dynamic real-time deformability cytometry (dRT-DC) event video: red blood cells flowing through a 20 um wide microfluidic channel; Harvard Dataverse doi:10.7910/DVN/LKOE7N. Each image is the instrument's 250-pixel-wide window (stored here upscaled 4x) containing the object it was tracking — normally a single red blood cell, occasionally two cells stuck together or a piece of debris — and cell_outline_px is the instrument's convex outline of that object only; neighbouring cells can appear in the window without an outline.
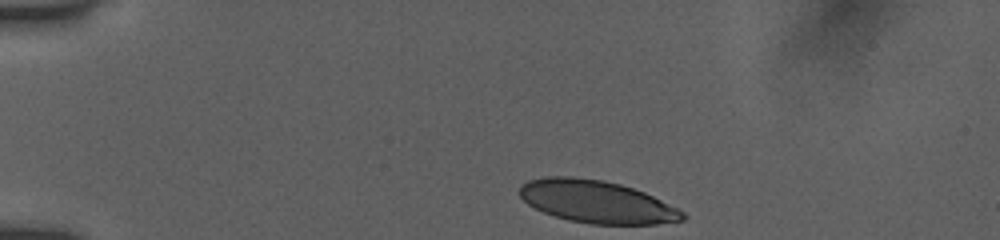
{"species": "human", "species_latin": "Homo sapiens", "temperature_condition": "room temperature", "stored_images_in_passage": 37, "camera_frame_rate_fps": 3000, "um_per_image_px": 0.085, "donor": {"sex": "female"}, "frame": {"image": 1, "passage_image": 1, "time_ms": 0.0, "image_size_px": [1000, 240], "cell_outline_px": [[688, 216], [684, 220], [656, 224], [588, 224], [568, 220], [544, 212], [528, 204], [520, 196], [520, 184], [528, 180], [544, 176], [572, 176], [604, 180], [620, 184], [644, 192], [684, 212]], "centroid_in_image_um": [50.7, 17.14], "position_along_channel_um": 34.3, "area_um2": 40.34}}
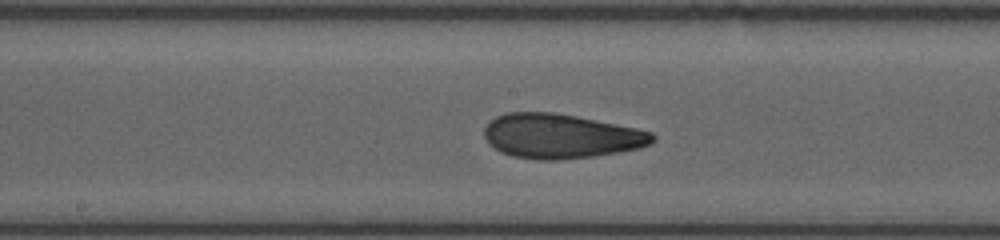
{"frame": {"image": 2, "passage_image": 19, "time_ms": 6.0, "image_size_px": [1000, 240], "cell_outline_px": [[656, 140], [652, 144], [640, 148], [592, 156], [556, 160], [536, 160], [512, 156], [500, 152], [484, 136], [484, 128], [496, 116], [508, 112], [552, 112], [576, 116], [636, 128], [652, 132], [656, 136]], "centroid_in_image_um": [47.69, 11.57], "position_along_channel_um": 200.5, "area_um2": 43.47}}
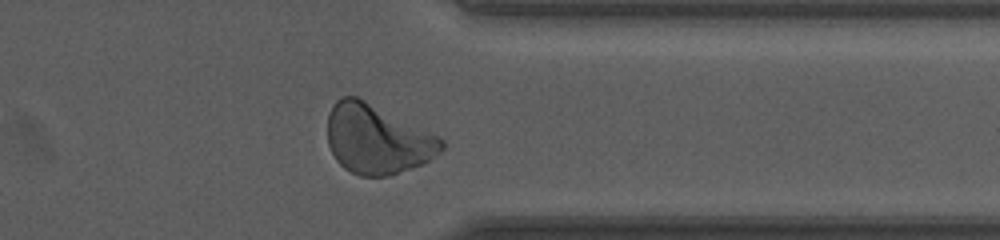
{"frame": {"image": 3, "passage_image": 33, "time_ms": 10.667, "image_size_px": [1000, 240], "cell_outline_px": [[444, 148], [436, 156], [424, 164], [392, 176], [360, 176], [344, 168], [336, 160], [328, 144], [328, 112], [332, 104], [336, 100], [344, 96], [356, 96], [440, 136], [444, 140]], "centroid_in_image_um": [32.08, 11.85], "position_along_channel_um": 379.3, "area_um2": 46.36}, "authors_computed_cell_mechanics": {"area_um2": 42.9454, "velocity_mm_per_s": 3.9032, "shape_relaxation_time_tau1_ms": 5.2333, "shape_relaxation_time_tau2_ms": 1.5463, "deformation_change_tau1": 0.2008, "deformation_change_tau2": 0.0864}}